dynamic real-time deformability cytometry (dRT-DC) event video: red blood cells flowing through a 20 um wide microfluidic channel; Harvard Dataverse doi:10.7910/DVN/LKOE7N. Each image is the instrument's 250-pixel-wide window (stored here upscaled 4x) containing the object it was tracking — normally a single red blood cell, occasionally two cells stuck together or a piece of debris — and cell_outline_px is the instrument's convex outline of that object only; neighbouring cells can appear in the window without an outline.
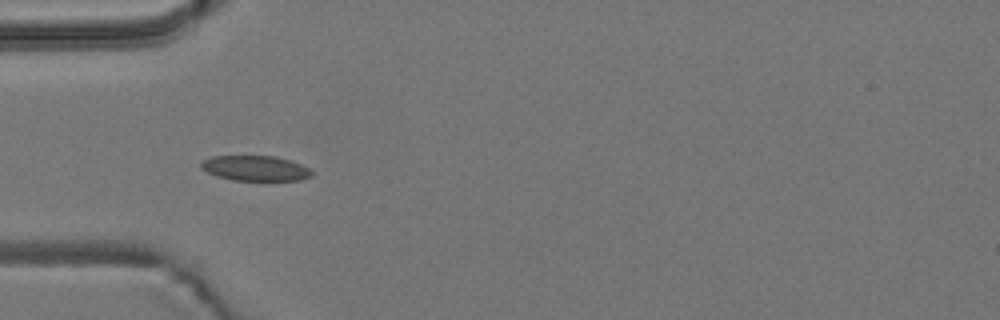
{"species": "common noctule bat (a hibernating species)", "species_latin": "Nyctalus noctula", "temperature_condition": "room temperature", "stored_images_in_passage": 21, "segment_of_instrument_passage": [1, 2], "camera_frame_rate_fps": 3000, "um_per_image_px": 0.085, "animal": {"sex": "male", "body_mass_g": 19.2, "forearm_length_mm": 51.8}, "frame": {"image": 1, "passage_image": 3, "time_ms": 0.667, "image_size_px": [1000, 320], "cell_outline_px": [[312, 176], [300, 180], [232, 180], [216, 176], [200, 168], [200, 164], [204, 160], [212, 156], [276, 156], [292, 160], [308, 168], [312, 172]], "centroid_in_image_um": [21.7, 14.3], "position_along_channel_um": 63.3, "area_um2": 16.24}}
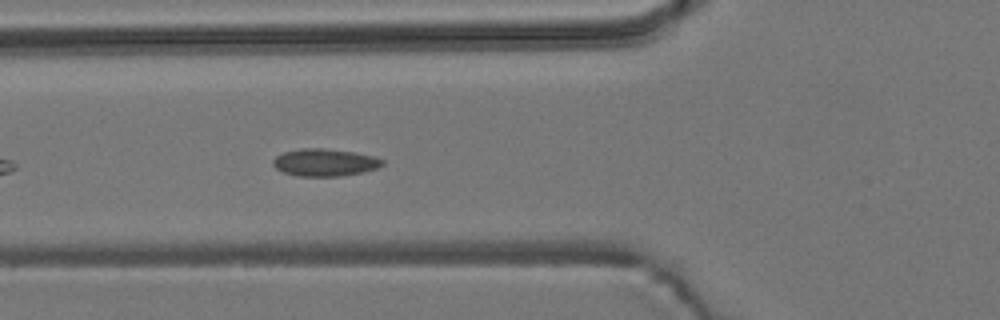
{"frame": {"image": 2, "passage_image": 6, "time_ms": 1.667, "image_size_px": [1000, 320], "cell_outline_px": [[384, 164], [376, 168], [364, 172], [340, 176], [296, 176], [284, 172], [276, 168], [272, 164], [272, 160], [276, 156], [284, 152], [300, 148], [324, 148], [352, 152], [372, 156], [384, 160]], "centroid_in_image_um": [27.58, 13.81], "position_along_channel_um": 98.2, "area_um2": 17.4}}
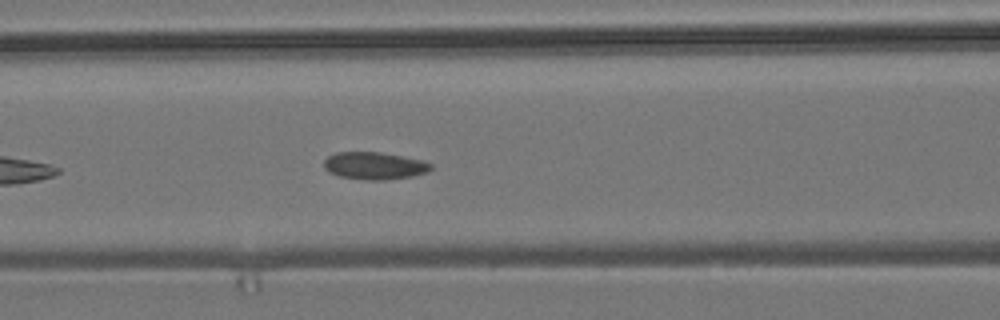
{"frame": {"image": 3, "passage_image": 9, "time_ms": 2.667, "image_size_px": [1000, 320], "cell_outline_px": [[432, 168], [428, 172], [412, 176], [384, 180], [368, 180], [340, 176], [328, 172], [324, 168], [324, 160], [328, 156], [336, 152], [380, 152], [420, 160], [432, 164]], "centroid_in_image_um": [31.8, 14.09], "position_along_channel_um": 134.8, "area_um2": 16.94}}